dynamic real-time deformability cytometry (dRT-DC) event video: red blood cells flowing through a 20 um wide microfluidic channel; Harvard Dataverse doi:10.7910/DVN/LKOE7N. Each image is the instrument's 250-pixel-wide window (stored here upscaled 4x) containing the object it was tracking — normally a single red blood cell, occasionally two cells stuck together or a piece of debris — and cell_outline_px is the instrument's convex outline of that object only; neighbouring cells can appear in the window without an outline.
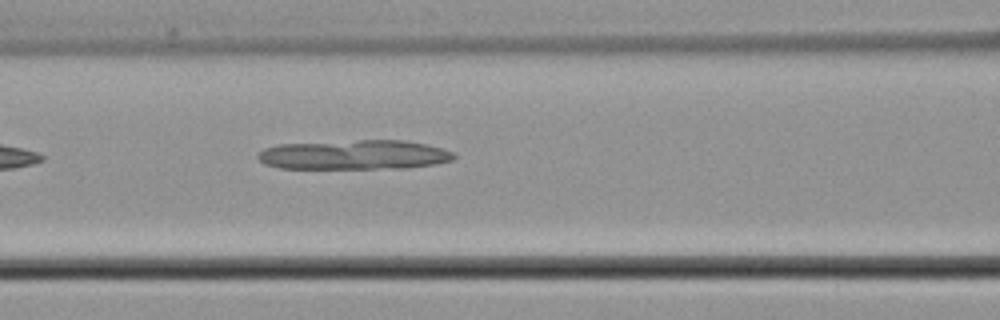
{"species": "common noctule bat (a hibernating species)", "species_latin": "Nyctalus noctula", "temperature_condition": "cold", "stored_images_in_passage": 6, "camera_frame_rate_fps": 3000, "um_per_image_px": 0.085, "animal": {"sex": "male", "body_mass_g": 21.5, "forearm_length_mm": 52.0}, "frame": {"image": 1, "passage_image": 6, "time_ms": 7.333, "image_size_px": [1000, 320], "cell_outline_px": [[456, 156], [452, 160], [436, 164], [404, 168], [280, 168], [264, 164], [256, 156], [264, 148], [280, 144], [360, 140], [404, 140], [428, 144], [452, 152]], "centroid_in_image_um": [30.12, 13.15], "position_along_channel_um": 136.5, "area_um2": 33.64}}